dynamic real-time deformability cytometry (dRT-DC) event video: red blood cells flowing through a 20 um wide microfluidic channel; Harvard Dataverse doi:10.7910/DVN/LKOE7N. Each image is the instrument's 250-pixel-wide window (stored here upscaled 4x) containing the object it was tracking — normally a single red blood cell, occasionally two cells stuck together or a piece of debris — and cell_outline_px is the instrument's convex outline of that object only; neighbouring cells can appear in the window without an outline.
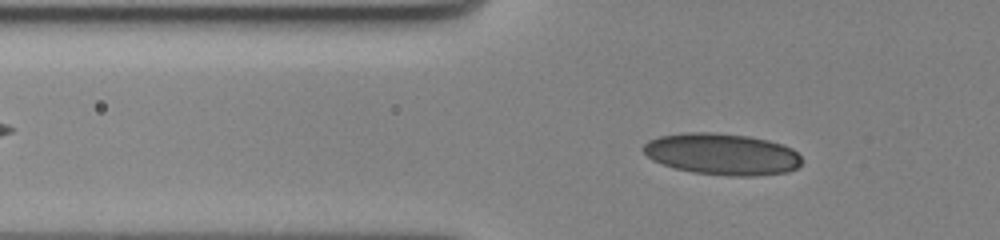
{"species": "human", "species_latin": "Homo sapiens", "temperature_condition": "cold", "stored_images_in_passage": 42, "camera_frame_rate_fps": 3000, "um_per_image_px": 0.085, "donor": {"sex": "female"}, "frame": {"image": 1, "passage_image": 4, "time_ms": 1.0, "image_size_px": [1000, 240], "cell_outline_px": [[800, 164], [796, 168], [788, 172], [756, 176], [728, 176], [692, 172], [676, 168], [652, 160], [640, 148], [648, 140], [660, 136], [688, 132], [712, 132], [748, 136], [768, 140], [792, 148], [800, 156]], "centroid_in_image_um": [61.36, 13.1], "position_along_channel_um": 64.4, "area_um2": 38.32}}
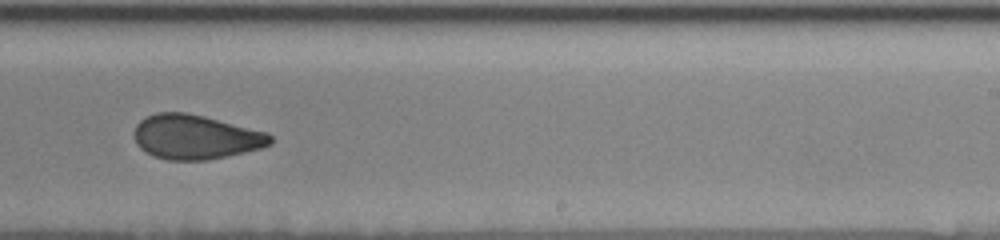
{"frame": {"image": 2, "passage_image": 23, "time_ms": 7.333, "image_size_px": [1000, 240], "cell_outline_px": [[272, 144], [260, 148], [244, 152], [208, 160], [168, 160], [152, 156], [144, 152], [136, 144], [136, 124], [140, 120], [156, 112], [184, 112], [204, 116], [268, 132], [272, 136]], "centroid_in_image_um": [16.62, 11.65], "position_along_channel_um": 272.4, "area_um2": 35.26}}
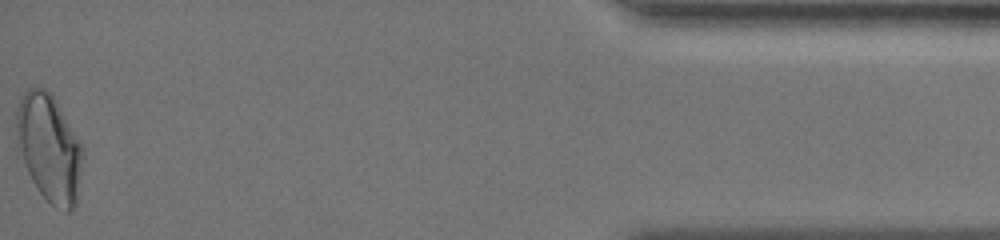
{"frame": {"image": 3, "passage_image": 42, "time_ms": 13.667, "image_size_px": [1000, 240], "cell_outline_px": [[84, 156], [76, 204], [68, 212], [64, 212], [56, 208], [40, 192], [16, 156], [16, 108], [24, 92], [28, 88], [44, 88], [56, 100], [84, 148]], "centroid_in_image_um": [4.15, 12.59], "position_along_channel_um": 431.0, "area_um2": 42.19}, "authors_computed_cell_mechanics": {"area_um2": 36.2984, "velocity_mm_per_s": 3.4849, "shape_relaxation_time_tau1_ms": 6.4804, "shape_relaxation_time_tau2_ms": 1.5334, "deformation_change_tau1": 0.1556, "deformation_change_tau2": 0.0685}}